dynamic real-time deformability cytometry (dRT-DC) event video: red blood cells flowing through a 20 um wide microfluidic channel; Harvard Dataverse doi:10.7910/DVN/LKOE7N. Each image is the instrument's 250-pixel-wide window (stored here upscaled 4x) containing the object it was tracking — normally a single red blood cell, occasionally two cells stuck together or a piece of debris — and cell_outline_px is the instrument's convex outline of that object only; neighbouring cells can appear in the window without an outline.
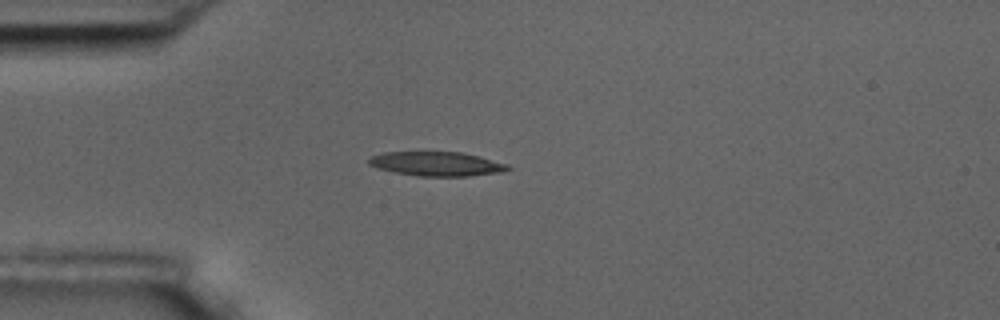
{"species": "common noctule bat (a hibernating species)", "species_latin": "Nyctalus noctula", "temperature_condition": "room temperature", "stored_images_in_passage": 4, "camera_frame_rate_fps": 3000, "um_per_image_px": 0.085, "animal": {"sex": "male", "body_mass_g": 17.5, "forearm_length_mm": 52.3}, "frame": {"image": 1, "passage_image": 4, "time_ms": 3.333, "image_size_px": [1000, 320], "cell_outline_px": [[512, 168], [504, 172], [468, 176], [420, 176], [392, 172], [368, 164], [368, 160], [372, 156], [384, 152], [424, 148], [460, 152], [480, 156], [508, 164]], "centroid_in_image_um": [37.1, 13.87], "position_along_channel_um": 47.9, "area_um2": 20.75}}